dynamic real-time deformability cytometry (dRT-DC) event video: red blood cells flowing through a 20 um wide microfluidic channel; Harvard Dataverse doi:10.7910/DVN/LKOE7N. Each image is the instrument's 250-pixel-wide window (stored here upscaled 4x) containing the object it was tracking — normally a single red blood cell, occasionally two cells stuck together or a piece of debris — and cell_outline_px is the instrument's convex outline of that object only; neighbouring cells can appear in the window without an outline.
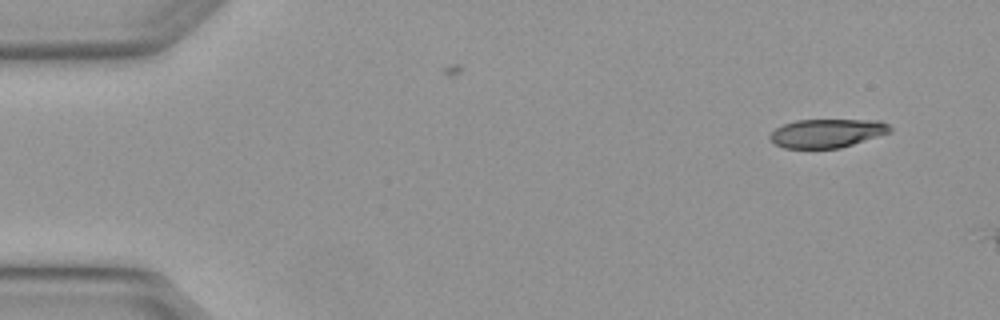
{"species": "Egyptian fruit bat (a non-hibernating species)", "species_latin": "Rousettus aegyptiacus", "temperature_condition": "warm", "stored_images_in_passage": 2, "camera_frame_rate_fps": 3000, "um_per_image_px": 0.085, "animal": {"sex": "female"}, "frame": {"image": 1, "passage_image": 2, "time_ms": 0.333, "image_size_px": [1000, 320], "cell_outline_px": [[892, 132], [840, 148], [784, 148], [776, 144], [768, 136], [776, 128], [784, 124], [796, 120], [880, 120], [888, 124], [892, 128]], "centroid_in_image_um": [70.33, 11.32], "position_along_channel_um": 14.7, "area_um2": 20.0}}